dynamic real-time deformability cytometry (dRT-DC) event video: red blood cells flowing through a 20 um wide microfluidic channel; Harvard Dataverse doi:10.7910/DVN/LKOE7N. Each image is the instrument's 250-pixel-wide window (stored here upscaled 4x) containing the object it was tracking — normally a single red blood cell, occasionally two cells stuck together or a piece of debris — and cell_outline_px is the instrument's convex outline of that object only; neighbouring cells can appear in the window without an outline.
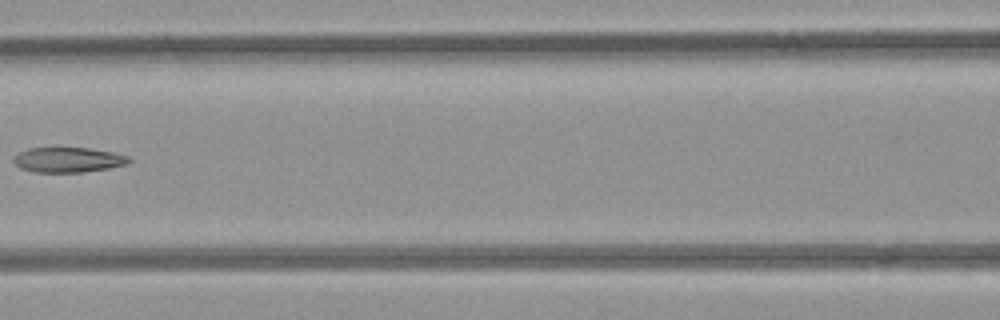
{"species": "common noctule bat (a hibernating species)", "species_latin": "Nyctalus noctula", "temperature_condition": "room temperature", "stored_images_in_passage": 7, "camera_frame_rate_fps": 3000, "um_per_image_px": 0.085, "animal": {"sex": "female", "body_mass_g": 21.9}, "frame": {"image": 1, "passage_image": 6, "time_ms": 6.0, "image_size_px": [1000, 320], "cell_outline_px": [[132, 160], [128, 164], [108, 168], [84, 172], [36, 172], [20, 168], [12, 160], [20, 152], [28, 148], [56, 144], [88, 148], [112, 152], [128, 156]], "centroid_in_image_um": [5.77, 13.53], "position_along_channel_um": 160.8, "area_um2": 17.57}}
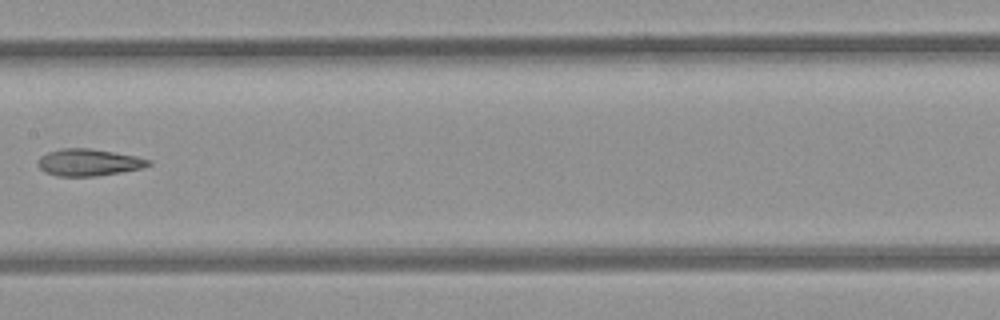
{"frame": {"image": 2, "passage_image": 7, "time_ms": 7.0, "image_size_px": [1000, 320], "cell_outline_px": [[152, 164], [140, 168], [120, 172], [96, 176], [56, 176], [44, 172], [36, 164], [40, 156], [48, 152], [64, 148], [88, 148], [136, 156], [152, 160]], "centroid_in_image_um": [7.5, 13.81], "position_along_channel_um": 199.9, "area_um2": 17.28}}